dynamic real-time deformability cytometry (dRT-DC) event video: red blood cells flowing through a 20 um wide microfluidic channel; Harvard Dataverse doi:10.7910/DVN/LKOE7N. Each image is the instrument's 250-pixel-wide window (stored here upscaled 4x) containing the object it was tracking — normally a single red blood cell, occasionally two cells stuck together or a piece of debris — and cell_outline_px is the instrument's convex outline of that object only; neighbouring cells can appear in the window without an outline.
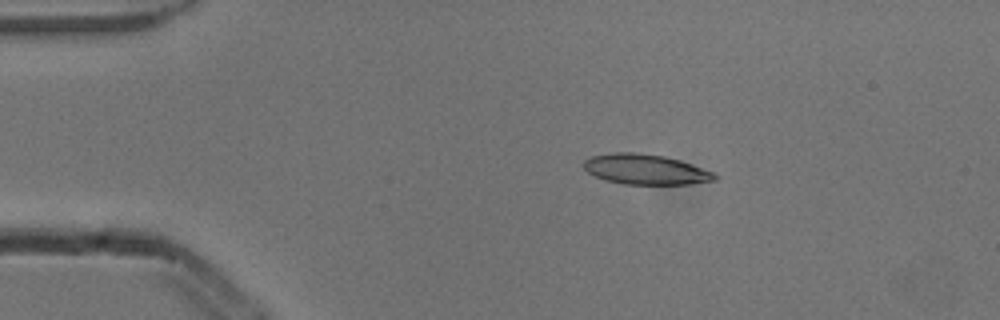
{"species": "common noctule bat (a hibernating species)", "species_latin": "Nyctalus noctula", "temperature_condition": "cold", "stored_images_in_passage": 3, "camera_frame_rate_fps": 3000, "um_per_image_px": 0.085, "animal": {"sex": "male", "body_mass_g": 13.3}, "frame": {"image": 1, "passage_image": 1, "time_ms": 0.0, "image_size_px": [1000, 320], "cell_outline_px": [[720, 176], [716, 180], [688, 184], [624, 184], [604, 180], [588, 172], [580, 164], [584, 160], [592, 156], [612, 152], [632, 152], [664, 156], [680, 160], [712, 172]], "centroid_in_image_um": [54.84, 14.4], "position_along_channel_um": 30.2, "area_um2": 23.06}}